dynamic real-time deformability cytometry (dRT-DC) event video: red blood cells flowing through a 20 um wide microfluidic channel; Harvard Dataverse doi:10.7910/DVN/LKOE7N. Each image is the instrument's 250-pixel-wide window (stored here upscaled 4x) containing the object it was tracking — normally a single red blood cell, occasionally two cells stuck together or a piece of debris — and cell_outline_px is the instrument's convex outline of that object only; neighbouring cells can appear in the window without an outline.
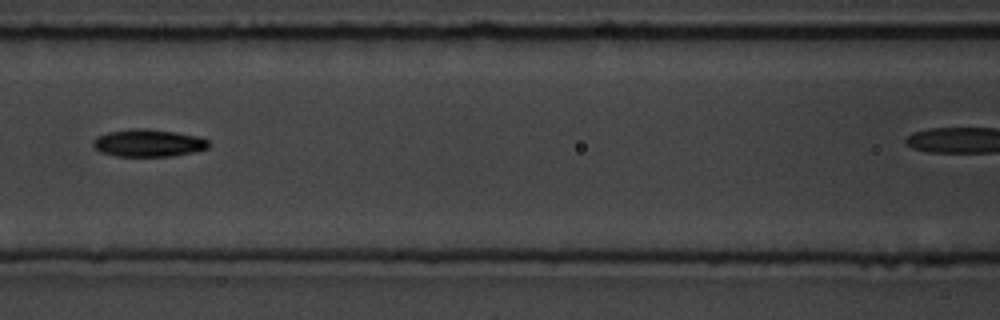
{"species": "common noctule bat (a hibernating species)", "species_latin": "Nyctalus noctula", "temperature_condition": "room temperature", "stored_images_in_passage": 13, "camera_frame_rate_fps": 3000, "um_per_image_px": 0.085, "animal": {"sex": "male", "body_mass_g": 19.5, "forearm_length_mm": 54.6}, "frame": {"image": 1, "passage_image": 3, "time_ms": 2.333, "image_size_px": [1000, 320], "cell_outline_px": [[208, 148], [192, 152], [172, 156], [116, 156], [100, 152], [92, 144], [92, 140], [96, 136], [108, 132], [132, 128], [148, 128], [176, 132], [200, 136], [208, 140]], "centroid_in_image_um": [12.59, 12.14], "position_along_channel_um": 154.0, "area_um2": 18.61}}
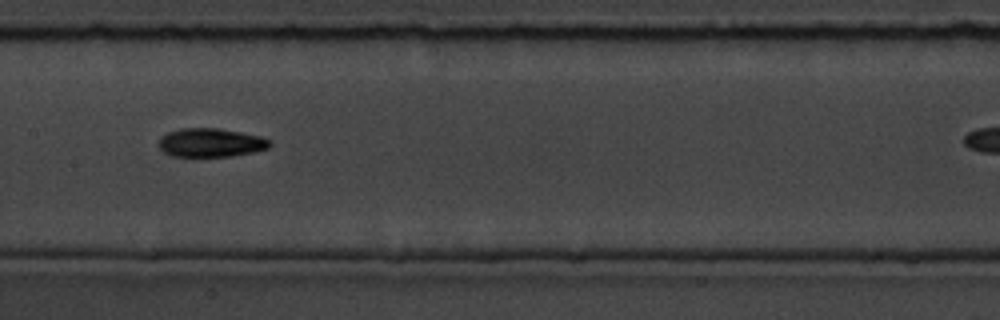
{"frame": {"image": 2, "passage_image": 4, "time_ms": 3.333, "image_size_px": [1000, 320], "cell_outline_px": [[272, 144], [268, 148], [252, 152], [232, 156], [172, 156], [164, 152], [160, 148], [160, 136], [168, 132], [180, 128], [220, 128], [260, 136], [272, 140]], "centroid_in_image_um": [17.93, 12.11], "position_along_channel_um": 189.5, "area_um2": 18.55}}
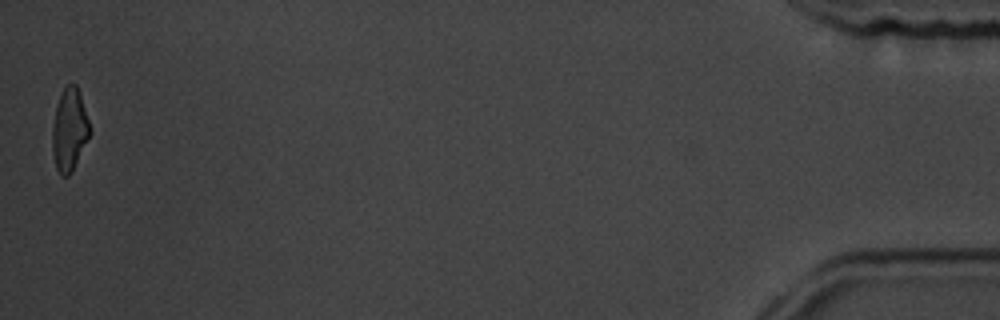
{"frame": {"image": 3, "passage_image": 13, "time_ms": 14.667, "image_size_px": [1000, 320], "cell_outline_px": [[92, 132], [72, 172], [68, 176], [60, 176], [56, 168], [52, 152], [52, 128], [56, 104], [60, 92], [68, 84], [76, 84], [92, 128]], "centroid_in_image_um": [5.9, 11.05], "position_along_channel_um": 429.3, "area_um2": 18.38}, "authors_computed_cell_mechanics": {"area_um2": 18.3804, "velocity_mm_per_s": 3.576, "shape_relaxation_time_tau1_ms": 2.4572, "shape_relaxation_time_tau2_ms": 4.3897, "deformation_change_tau1": 0.1006, "deformation_change_tau2": 0.1093}}